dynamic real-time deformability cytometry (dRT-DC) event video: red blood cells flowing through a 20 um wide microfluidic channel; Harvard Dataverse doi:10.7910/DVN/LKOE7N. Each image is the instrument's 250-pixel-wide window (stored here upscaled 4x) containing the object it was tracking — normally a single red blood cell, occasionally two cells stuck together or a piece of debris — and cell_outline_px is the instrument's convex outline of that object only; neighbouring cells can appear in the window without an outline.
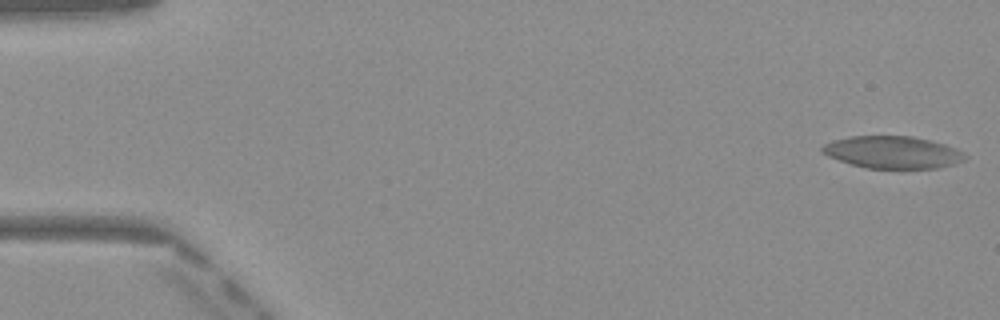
{"species": "Egyptian fruit bat (a non-hibernating species)", "species_latin": "Rousettus aegyptiacus", "temperature_condition": "warm", "stored_images_in_passage": 51, "camera_frame_rate_fps": 3000, "um_per_image_px": 0.085, "frame": {"image": 1, "passage_image": 1, "time_ms": 0.0, "image_size_px": [1000, 320], "cell_outline_px": [[968, 156], [964, 160], [952, 164], [936, 168], [868, 168], [852, 164], [828, 156], [820, 152], [820, 148], [824, 144], [836, 140], [852, 136], [912, 136], [944, 144]], "centroid_in_image_um": [75.83, 12.94], "position_along_channel_um": 9.2, "area_um2": 26.36}}
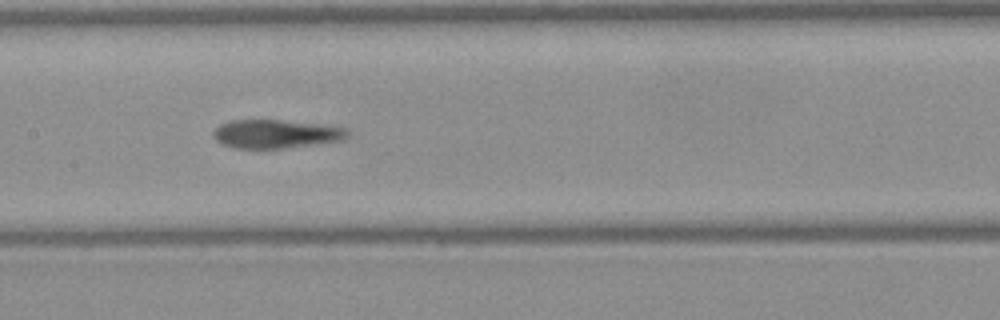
{"frame": {"image": 2, "passage_image": 25, "time_ms": 8.0, "image_size_px": [1000, 320], "cell_outline_px": [[352, 132], [348, 136], [340, 140], [320, 144], [284, 148], [232, 148], [216, 140], [212, 136], [212, 132], [220, 124], [232, 120], [280, 120], [320, 124], [348, 128]], "centroid_in_image_um": [23.48, 11.38], "position_along_channel_um": 183.9, "area_um2": 22.48}}
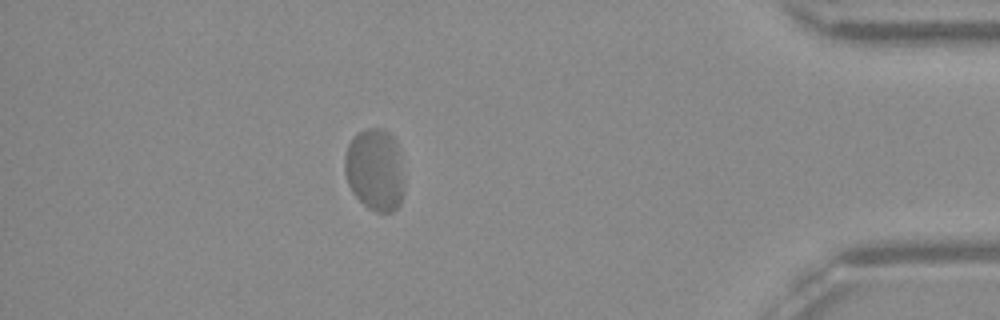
{"frame": {"image": 3, "passage_image": 45, "time_ms": 14.667, "image_size_px": [1000, 320], "cell_outline_px": [[404, 192], [400, 204], [392, 212], [376, 212], [368, 208], [352, 192], [348, 184], [344, 172], [344, 156], [348, 144], [352, 136], [368, 128], [384, 128], [396, 140], [404, 180]], "centroid_in_image_um": [31.86, 14.43], "position_along_channel_um": 403.3, "area_um2": 28.78}, "authors_computed_cell_mechanics": {"area_um2": 25.5476, "velocity_mm_per_s": 3.9407, "shape_relaxation_time_tau1_ms": 8.6526, "shape_relaxation_time_tau2_ms": null, "deformation_change_tau1": 0.2079, "deformation_change_tau2": null}}